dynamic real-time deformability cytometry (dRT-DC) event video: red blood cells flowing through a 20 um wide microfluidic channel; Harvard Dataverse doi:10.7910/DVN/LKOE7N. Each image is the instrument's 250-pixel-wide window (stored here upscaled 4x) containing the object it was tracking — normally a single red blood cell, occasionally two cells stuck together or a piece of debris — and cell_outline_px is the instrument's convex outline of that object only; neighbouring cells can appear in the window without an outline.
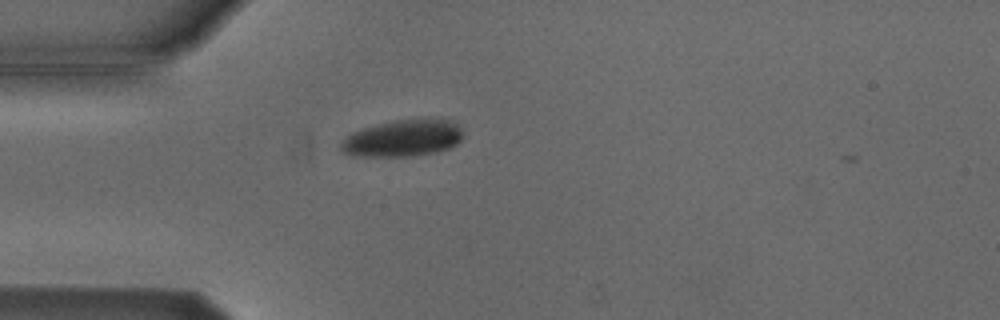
{"species": "Egyptian fruit bat (a non-hibernating species)", "species_latin": "Rousettus aegyptiacus", "temperature_condition": "cold", "stored_images_in_passage": 5, "camera_frame_rate_fps": 3000, "um_per_image_px": 0.085, "animal": {"sex": "male"}, "frame": {"image": 1, "passage_image": 5, "time_ms": 4.667, "image_size_px": [1000, 320], "cell_outline_px": [[464, 132], [460, 140], [456, 144], [448, 148], [436, 152], [412, 156], [352, 156], [344, 152], [340, 148], [340, 144], [352, 132], [364, 128], [392, 120], [432, 116], [452, 120]], "centroid_in_image_um": [34.3, 11.71], "position_along_channel_um": 50.7, "area_um2": 26.65}}